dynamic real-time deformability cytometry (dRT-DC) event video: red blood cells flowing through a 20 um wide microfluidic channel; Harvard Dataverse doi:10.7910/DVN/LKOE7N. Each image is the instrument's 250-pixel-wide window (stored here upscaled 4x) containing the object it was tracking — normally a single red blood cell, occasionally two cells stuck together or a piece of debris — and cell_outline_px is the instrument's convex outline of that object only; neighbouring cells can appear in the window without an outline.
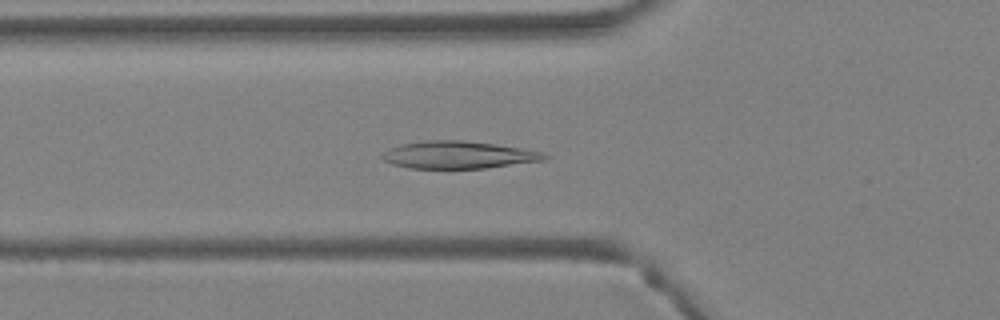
{"species": "Egyptian fruit bat (a non-hibernating species)", "species_latin": "Rousettus aegyptiacus", "temperature_condition": "warm", "stored_images_in_passage": 42, "segment_of_instrument_passage": [1, 2], "camera_frame_rate_fps": 3000, "um_per_image_px": 0.085, "animal": {"sex": "female"}, "frame": {"image": 1, "passage_image": 15, "time_ms": 4.667, "image_size_px": [1000, 320], "cell_outline_px": [[552, 156], [544, 160], [484, 168], [408, 168], [392, 164], [384, 160], [380, 156], [384, 152], [400, 144], [424, 140], [464, 140], [496, 144], [544, 152]], "centroid_in_image_um": [38.98, 13.16], "position_along_channel_um": 86.8, "area_um2": 25.89}}
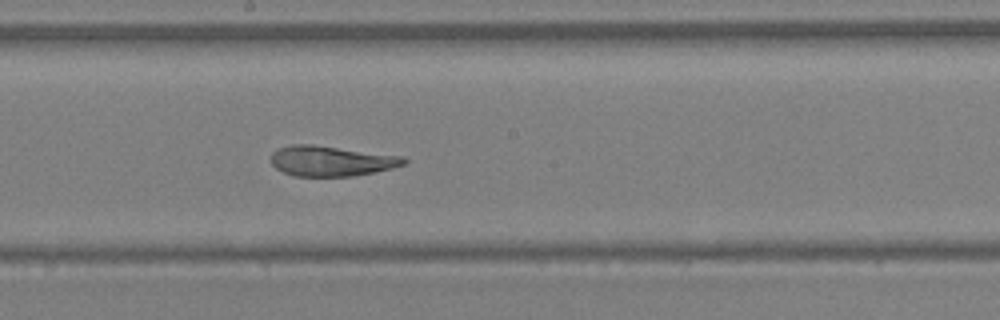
{"frame": {"image": 2, "passage_image": 23, "time_ms": 7.333, "image_size_px": [1000, 320], "cell_outline_px": [[408, 160], [404, 164], [392, 168], [352, 176], [292, 176], [276, 168], [272, 164], [272, 152], [276, 148], [292, 144], [312, 144], [404, 156]], "centroid_in_image_um": [28.14, 13.67], "position_along_channel_um": 220.1, "area_um2": 23.47}}
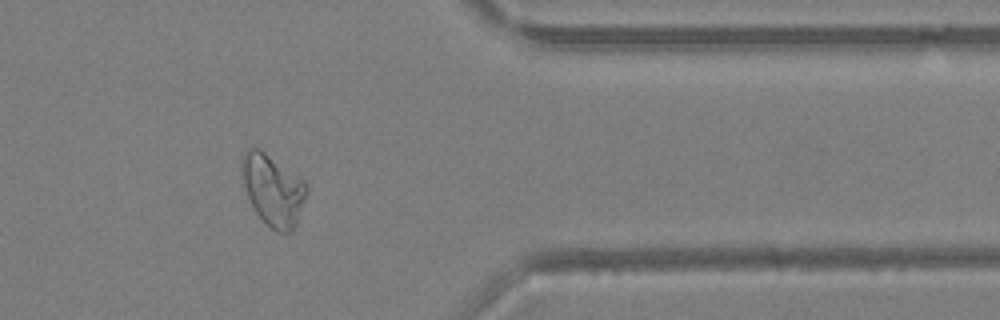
{"frame": {"image": 3, "passage_image": 34, "time_ms": 11.0, "image_size_px": [1000, 320], "cell_outline_px": [[308, 192], [296, 224], [292, 232], [276, 232], [256, 212], [248, 196], [244, 184], [240, 168], [240, 160], [244, 152], [252, 144], [260, 148], [304, 180], [308, 184]], "centroid_in_image_um": [23.2, 16.09], "position_along_channel_um": 388.2, "area_um2": 26.99}}